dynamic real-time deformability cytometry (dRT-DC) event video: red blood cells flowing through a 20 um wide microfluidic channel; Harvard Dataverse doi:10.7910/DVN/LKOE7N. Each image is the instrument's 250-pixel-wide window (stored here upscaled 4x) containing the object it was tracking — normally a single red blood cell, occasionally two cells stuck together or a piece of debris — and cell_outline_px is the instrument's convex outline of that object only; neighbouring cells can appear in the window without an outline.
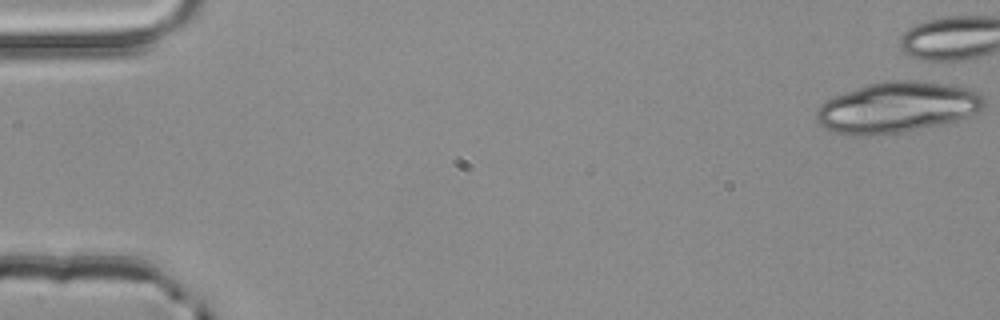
{"species": "common noctule bat (a hibernating species)", "species_latin": "Nyctalus noctula", "temperature_condition": "room temperature", "stored_images_in_passage": 5, "camera_frame_rate_fps": 3000, "um_per_image_px": 0.085, "animal": {"sex": "male", "body_mass_g": 20.4}, "frame": {"image": 1, "passage_image": 1, "time_ms": 0.0, "image_size_px": [1000, 320], "cell_outline_px": [[984, 108], [980, 112], [944, 124], [900, 132], [864, 136], [852, 136], [836, 132], [824, 128], [816, 120], [816, 112], [820, 104], [824, 100], [832, 96], [868, 84], [888, 80], [912, 80], [972, 88], [980, 92], [984, 100]], "centroid_in_image_um": [76.25, 9.12], "position_along_channel_um": 8.8, "area_um2": 49.88}}